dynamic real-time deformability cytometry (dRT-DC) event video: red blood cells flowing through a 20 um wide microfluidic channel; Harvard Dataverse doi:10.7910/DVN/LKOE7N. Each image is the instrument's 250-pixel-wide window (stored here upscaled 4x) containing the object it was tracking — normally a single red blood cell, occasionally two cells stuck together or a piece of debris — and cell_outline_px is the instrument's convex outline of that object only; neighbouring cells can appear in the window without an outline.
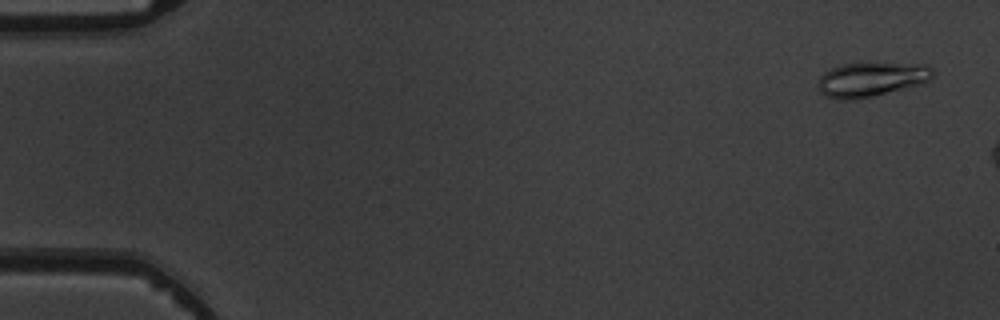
{"species": "common noctule bat (a hibernating species)", "species_latin": "Nyctalus noctula", "temperature_condition": "warm", "stored_images_in_passage": 3, "camera_frame_rate_fps": 3000, "um_per_image_px": 0.085, "animal": {"sex": "male", "body_mass_g": 19.5, "forearm_length_mm": 54.6}, "frame": {"image": 1, "passage_image": 1, "time_ms": 0.0, "image_size_px": [1000, 320], "cell_outline_px": [[932, 80], [920, 84], [856, 100], [836, 100], [824, 96], [816, 88], [816, 84], [820, 76], [824, 72], [840, 64], [928, 64], [932, 68]], "centroid_in_image_um": [73.99, 6.77], "position_along_channel_um": 11.0, "area_um2": 23.0}}